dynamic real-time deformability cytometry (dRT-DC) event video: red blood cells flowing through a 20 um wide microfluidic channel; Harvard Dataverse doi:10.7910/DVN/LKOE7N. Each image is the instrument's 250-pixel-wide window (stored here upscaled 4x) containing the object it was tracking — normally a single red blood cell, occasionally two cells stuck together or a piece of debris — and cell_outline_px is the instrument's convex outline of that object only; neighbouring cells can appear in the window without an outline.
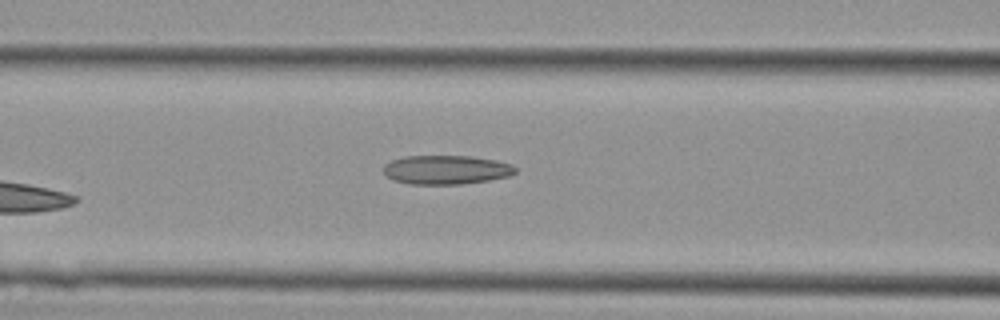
{"species": "Egyptian fruit bat (a non-hibernating species)", "species_latin": "Rousettus aegyptiacus", "temperature_condition": "cold", "stored_images_in_passage": 30, "camera_frame_rate_fps": 3000, "um_per_image_px": 0.085, "animal": {"sex": "female"}, "frame": {"image": 1, "passage_image": 5, "time_ms": 1.333, "image_size_px": [1000, 320], "cell_outline_px": [[516, 172], [508, 176], [488, 180], [460, 184], [408, 184], [392, 180], [384, 172], [384, 164], [392, 160], [404, 156], [472, 156], [496, 160], [512, 164], [516, 168]], "centroid_in_image_um": [37.92, 14.42], "position_along_channel_um": 128.7, "area_um2": 22.31}}
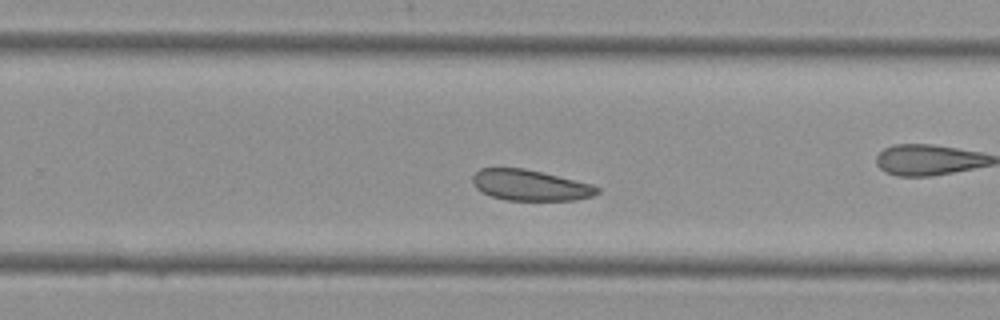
{"frame": {"image": 2, "passage_image": 13, "time_ms": 4.0, "image_size_px": [1000, 320], "cell_outline_px": [[600, 192], [592, 196], [576, 200], [504, 200], [492, 196], [476, 188], [472, 180], [472, 176], [480, 168], [524, 168], [592, 184], [600, 188]], "centroid_in_image_um": [45.07, 15.74], "position_along_channel_um": 284.7, "area_um2": 22.25}}